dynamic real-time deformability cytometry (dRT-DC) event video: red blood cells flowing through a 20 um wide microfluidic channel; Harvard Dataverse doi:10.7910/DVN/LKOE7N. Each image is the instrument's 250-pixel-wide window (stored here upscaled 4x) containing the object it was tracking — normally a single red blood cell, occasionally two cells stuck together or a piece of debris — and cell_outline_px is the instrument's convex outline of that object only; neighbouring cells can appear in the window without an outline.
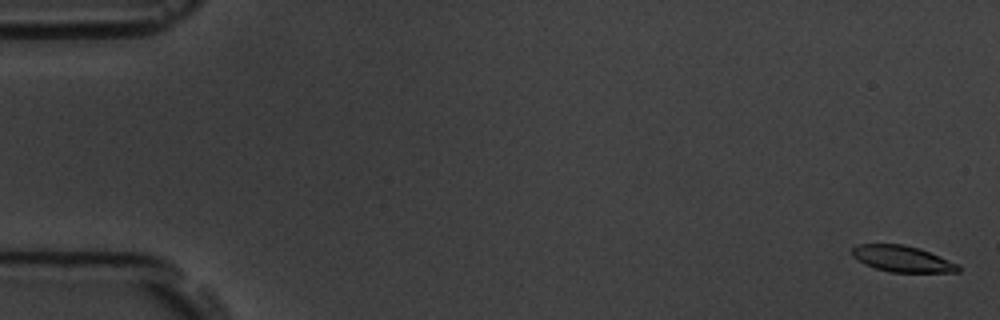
{"species": "common noctule bat (a hibernating species)", "species_latin": "Nyctalus noctula", "temperature_condition": "room temperature", "stored_images_in_passage": 57, "segment_of_instrument_passage": [1, 2], "camera_frame_rate_fps": 3000, "um_per_image_px": 0.085, "animal": {"sex": "male", "body_mass_g": 19.5, "forearm_length_mm": 54.6}, "frame": {"image": 1, "passage_image": 1, "time_ms": 0.0, "image_size_px": [1000, 320], "cell_outline_px": [[960, 272], [892, 272], [876, 268], [864, 264], [852, 256], [852, 248], [860, 244], [900, 244], [920, 248], [960, 264]], "centroid_in_image_um": [76.73, 22.0], "position_along_channel_um": 8.3, "area_um2": 16.18}}
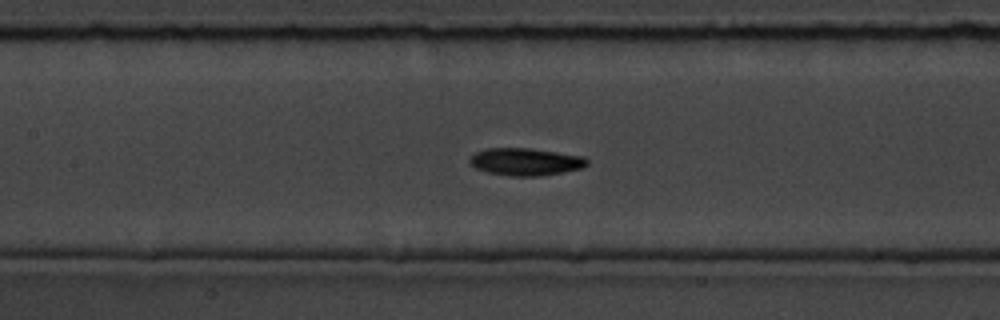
{"frame": {"image": 2, "passage_image": 26, "time_ms": 8.333, "image_size_px": [1000, 320], "cell_outline_px": [[588, 164], [584, 168], [564, 172], [540, 176], [508, 176], [488, 172], [476, 168], [468, 164], [468, 160], [476, 152], [484, 148], [528, 148], [584, 156], [588, 160]], "centroid_in_image_um": [44.67, 13.75], "position_along_channel_um": 162.7, "area_um2": 18.9}}
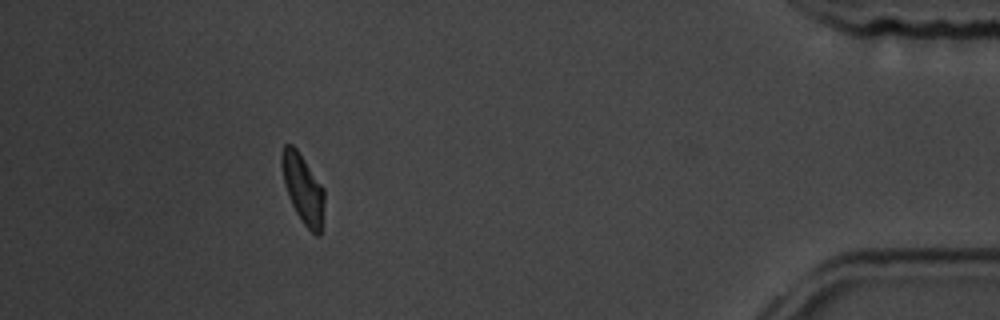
{"frame": {"image": 3, "passage_image": 51, "time_ms": 16.667, "image_size_px": [1000, 320], "cell_outline_px": [[324, 200], [320, 236], [316, 236], [304, 224], [296, 212], [292, 204], [284, 184], [280, 164], [280, 152], [284, 144], [292, 144], [296, 148], [324, 188]], "centroid_in_image_um": [25.73, 16.0], "position_along_channel_um": 409.5, "area_um2": 17.11}}